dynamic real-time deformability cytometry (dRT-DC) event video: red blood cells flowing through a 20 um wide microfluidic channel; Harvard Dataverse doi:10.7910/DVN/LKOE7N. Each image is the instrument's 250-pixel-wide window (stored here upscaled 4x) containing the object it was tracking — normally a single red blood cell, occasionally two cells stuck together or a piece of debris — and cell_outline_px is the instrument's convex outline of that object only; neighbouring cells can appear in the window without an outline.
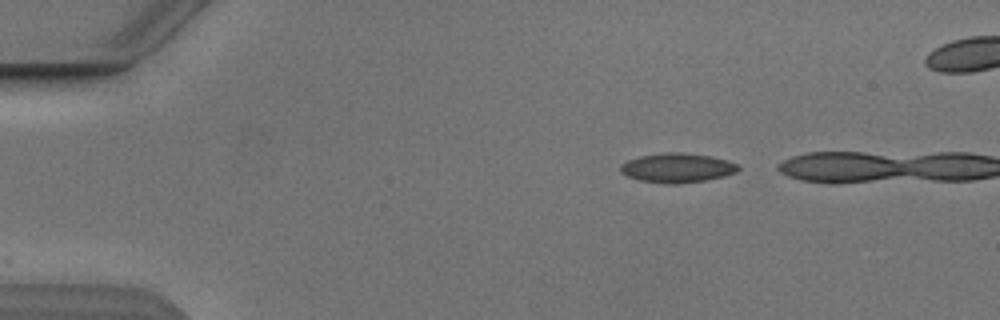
{"species": "Egyptian fruit bat (a non-hibernating species)", "species_latin": "Rousettus aegyptiacus", "temperature_condition": "cold", "stored_images_in_passage": 4, "camera_frame_rate_fps": 3000, "um_per_image_px": 0.085, "animal": {"sex": "male"}, "frame": {"image": 1, "passage_image": 1, "time_ms": 0.0, "image_size_px": [1000, 320], "cell_outline_px": [[740, 168], [736, 172], [724, 176], [704, 180], [676, 184], [668, 184], [640, 180], [628, 176], [620, 172], [620, 164], [628, 160], [640, 156], [664, 152], [684, 152], [712, 156], [728, 160], [740, 164]], "centroid_in_image_um": [57.59, 14.25], "position_along_channel_um": 27.4, "area_um2": 20.29}}